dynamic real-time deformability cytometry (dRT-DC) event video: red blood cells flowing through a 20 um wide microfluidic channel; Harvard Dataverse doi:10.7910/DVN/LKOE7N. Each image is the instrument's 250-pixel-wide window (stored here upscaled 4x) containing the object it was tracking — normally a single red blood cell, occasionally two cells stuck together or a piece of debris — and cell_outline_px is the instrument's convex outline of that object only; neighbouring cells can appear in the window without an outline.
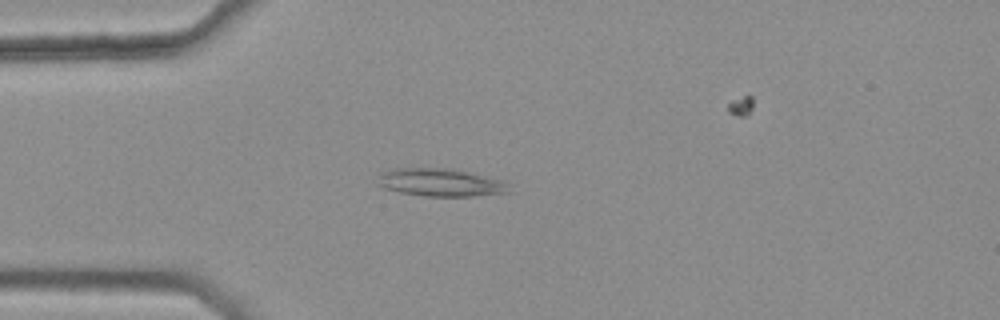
{"species": "common noctule bat (a hibernating species)", "species_latin": "Nyctalus noctula", "temperature_condition": "warm", "stored_images_in_passage": 38, "camera_frame_rate_fps": 3000, "um_per_image_px": 0.085, "animal": {"sex": "female", "body_mass_g": 25.1}, "frame": {"image": 1, "passage_image": 6, "time_ms": 1.667, "image_size_px": [1000, 320], "cell_outline_px": [[512, 192], [472, 196], [424, 196], [396, 192], [384, 188], [376, 184], [376, 176], [380, 172], [396, 168], [452, 168], [504, 180], [508, 184]], "centroid_in_image_um": [37.41, 15.51], "position_along_channel_um": 47.6, "area_um2": 21.79}}
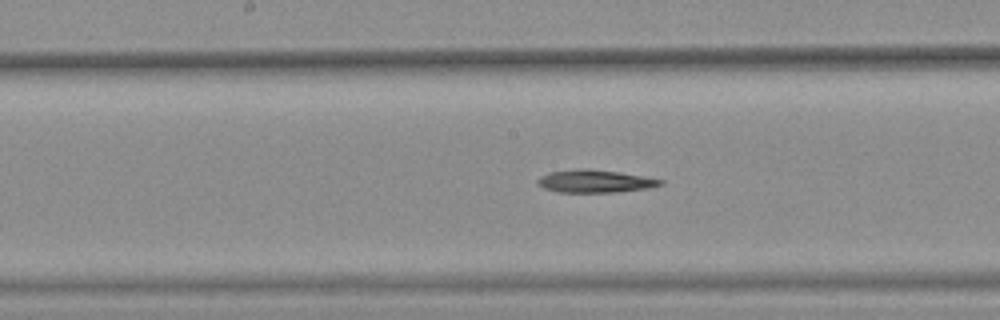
{"frame": {"image": 2, "passage_image": 19, "time_ms": 6.0, "image_size_px": [1000, 320], "cell_outline_px": [[664, 184], [648, 188], [612, 192], [556, 192], [544, 188], [536, 184], [536, 180], [540, 176], [548, 172], [576, 168], [588, 168], [620, 172], [664, 180]], "centroid_in_image_um": [50.51, 15.39], "position_along_channel_um": 197.7, "area_um2": 16.42}}
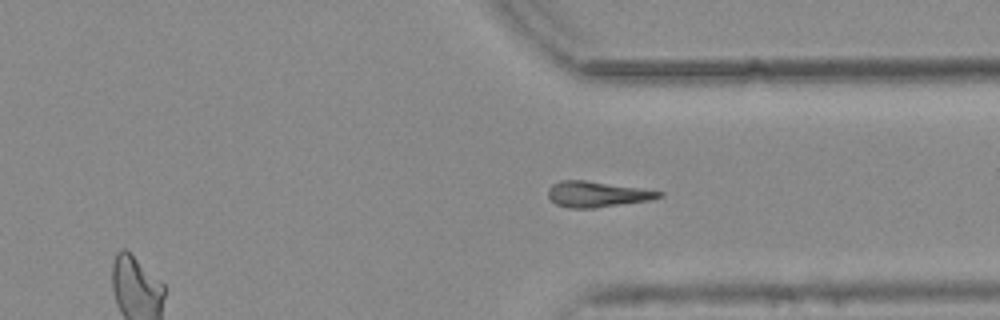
{"frame": {"image": 3, "passage_image": 32, "time_ms": 10.333, "image_size_px": [1000, 320], "cell_outline_px": [[664, 196], [652, 200], [596, 208], [568, 208], [556, 204], [548, 196], [548, 188], [552, 184], [560, 180], [584, 180], [644, 188], [664, 192]], "centroid_in_image_um": [50.79, 16.51], "position_along_channel_um": 360.6, "area_um2": 16.88}}